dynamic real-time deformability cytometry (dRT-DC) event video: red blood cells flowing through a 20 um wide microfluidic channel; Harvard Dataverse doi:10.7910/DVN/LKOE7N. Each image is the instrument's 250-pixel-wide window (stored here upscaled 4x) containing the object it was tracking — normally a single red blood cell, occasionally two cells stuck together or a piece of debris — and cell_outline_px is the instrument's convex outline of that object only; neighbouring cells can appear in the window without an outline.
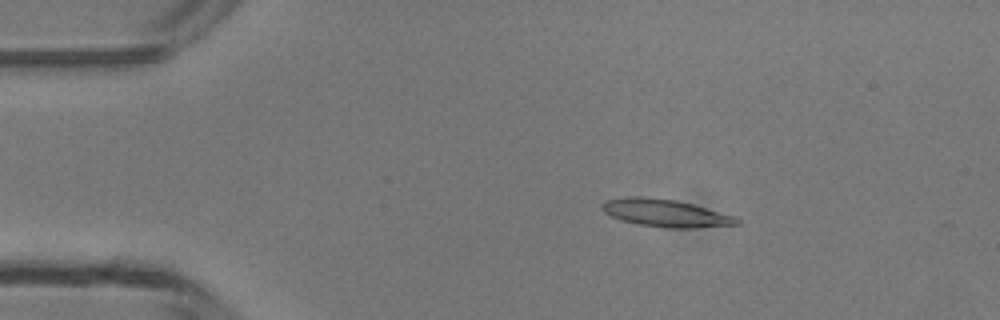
{"species": "common noctule bat (a hibernating species)", "species_latin": "Nyctalus noctula", "temperature_condition": "room temperature", "stored_images_in_passage": 4, "camera_frame_rate_fps": 3000, "um_per_image_px": 0.085, "animal": {"sex": "male", "body_mass_g": 13.3}, "frame": {"image": 1, "passage_image": 2, "time_ms": 1.0, "image_size_px": [1000, 320], "cell_outline_px": [[740, 224], [696, 228], [664, 228], [636, 224], [620, 220], [604, 212], [600, 208], [600, 204], [604, 200], [624, 196], [644, 196], [676, 200], [692, 204], [736, 216], [740, 220]], "centroid_in_image_um": [56.52, 18.11], "position_along_channel_um": 28.5, "area_um2": 22.02}}